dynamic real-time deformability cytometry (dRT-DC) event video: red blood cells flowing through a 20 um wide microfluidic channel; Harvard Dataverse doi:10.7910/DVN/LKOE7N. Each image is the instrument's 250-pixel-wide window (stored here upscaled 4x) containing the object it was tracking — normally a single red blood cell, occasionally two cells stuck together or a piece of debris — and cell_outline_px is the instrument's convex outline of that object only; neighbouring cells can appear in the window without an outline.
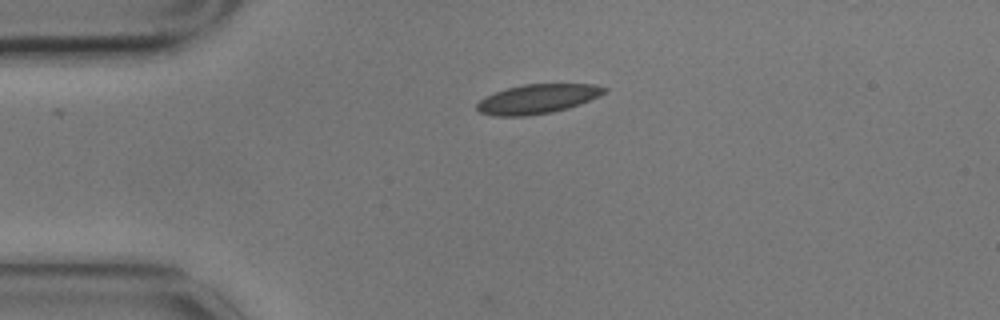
{"species": "common noctule bat (a hibernating species)", "species_latin": "Nyctalus noctula", "temperature_condition": "cold", "stored_images_in_passage": 30, "camera_frame_rate_fps": 3000, "um_per_image_px": 0.085, "animal": {"sex": "male", "body_mass_g": 17.9}, "frame": {"image": 1, "passage_image": 1, "time_ms": 0.0, "image_size_px": [1000, 320], "cell_outline_px": [[608, 88], [600, 96], [580, 104], [568, 108], [552, 112], [528, 116], [492, 116], [480, 112], [476, 108], [476, 104], [484, 96], [508, 88], [524, 84], [596, 84]], "centroid_in_image_um": [45.68, 8.41], "position_along_channel_um": 39.3, "area_um2": 21.85}}
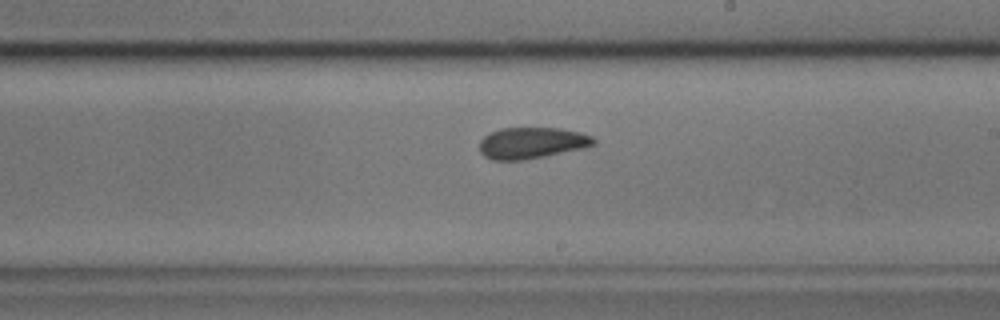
{"frame": {"image": 2, "passage_image": 21, "time_ms": 6.667, "image_size_px": [1000, 320], "cell_outline_px": [[596, 144], [584, 148], [524, 160], [492, 160], [484, 156], [480, 152], [480, 140], [488, 132], [500, 128], [560, 128], [580, 132], [592, 136], [596, 140]], "centroid_in_image_um": [45.19, 12.14], "position_along_channel_um": 243.8, "area_um2": 20.98}}
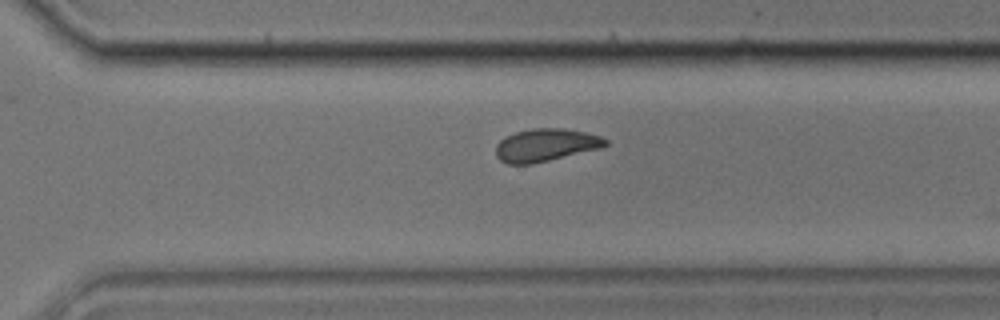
{"frame": {"image": 3, "passage_image": 28, "time_ms": 9.0, "image_size_px": [1000, 320], "cell_outline_px": [[608, 144], [600, 148], [532, 164], [508, 164], [500, 160], [496, 156], [496, 144], [500, 140], [516, 132], [532, 128], [564, 128], [584, 132], [600, 136], [608, 140]], "centroid_in_image_um": [46.37, 12.33], "position_along_channel_um": 324.2, "area_um2": 20.75}}